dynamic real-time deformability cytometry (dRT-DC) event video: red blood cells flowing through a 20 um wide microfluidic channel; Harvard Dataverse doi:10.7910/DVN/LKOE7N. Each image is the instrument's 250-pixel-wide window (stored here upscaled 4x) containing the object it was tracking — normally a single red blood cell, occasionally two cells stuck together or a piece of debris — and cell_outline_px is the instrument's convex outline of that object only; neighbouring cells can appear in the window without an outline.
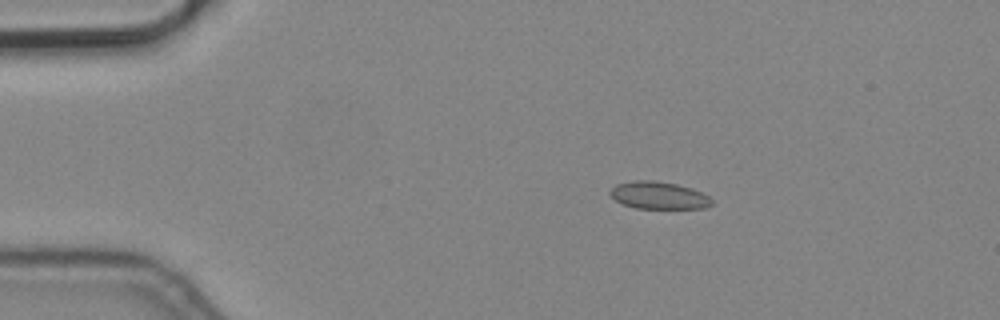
{"species": "common noctule bat (a hibernating species)", "species_latin": "Nyctalus noctula", "temperature_condition": "cold", "stored_images_in_passage": 4, "camera_frame_rate_fps": 3000, "um_per_image_px": 0.085, "animal": {"sex": "male", "body_mass_g": 19.2, "forearm_length_mm": 51.8}, "frame": {"image": 1, "passage_image": 2, "time_ms": 0.333, "image_size_px": [1000, 320], "cell_outline_px": [[712, 204], [704, 208], [636, 208], [624, 204], [616, 200], [608, 192], [616, 184], [632, 180], [656, 180], [676, 184], [692, 188], [708, 196], [712, 200]], "centroid_in_image_um": [55.97, 16.59], "position_along_channel_um": 29.0, "area_um2": 16.13}}
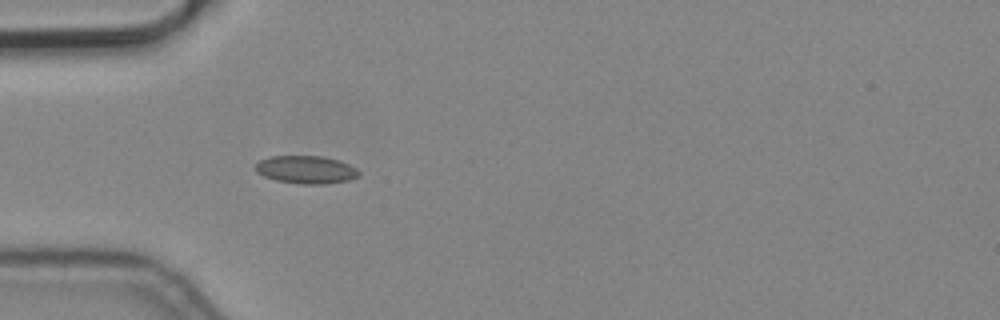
{"frame": {"image": 2, "passage_image": 4, "time_ms": 1.0, "image_size_px": [1000, 320], "cell_outline_px": [[360, 172], [356, 176], [348, 180], [324, 184], [300, 184], [276, 180], [264, 176], [256, 172], [256, 164], [260, 160], [268, 156], [324, 156], [340, 160], [356, 168]], "centroid_in_image_um": [26.0, 14.41], "position_along_channel_um": 59.0, "area_um2": 16.76}}